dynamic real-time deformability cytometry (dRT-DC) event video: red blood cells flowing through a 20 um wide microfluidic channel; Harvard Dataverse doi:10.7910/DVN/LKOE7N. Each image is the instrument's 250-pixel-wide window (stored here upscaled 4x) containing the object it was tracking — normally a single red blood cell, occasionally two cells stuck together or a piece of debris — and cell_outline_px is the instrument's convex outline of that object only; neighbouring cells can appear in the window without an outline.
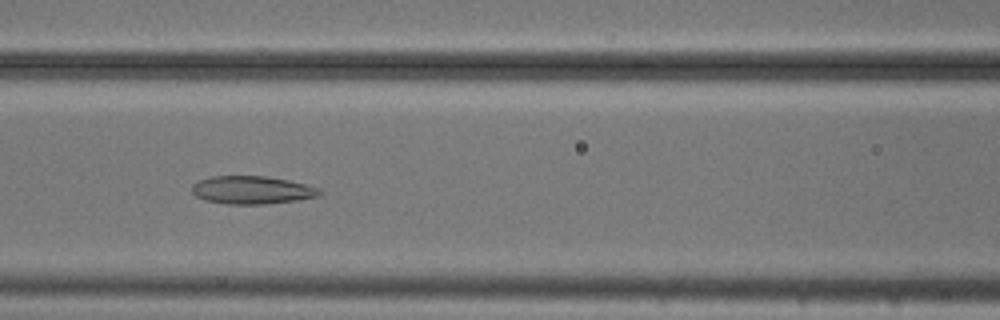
{"species": "common noctule bat (a hibernating species)", "species_latin": "Nyctalus noctula", "temperature_condition": "cold", "stored_images_in_passage": 51, "camera_frame_rate_fps": 3000, "um_per_image_px": 0.085, "animal": {"sex": "male", "body_mass_g": 20.5, "forearm_length_mm": 52.5}, "frame": {"image": 1, "passage_image": 22, "time_ms": 7.0, "image_size_px": [1000, 320], "cell_outline_px": [[324, 192], [320, 196], [300, 200], [264, 204], [224, 204], [204, 200], [196, 196], [192, 192], [192, 184], [200, 180], [212, 176], [264, 176], [288, 180], [320, 188]], "centroid_in_image_um": [21.44, 16.16], "position_along_channel_um": 145.2, "area_um2": 20.98}}
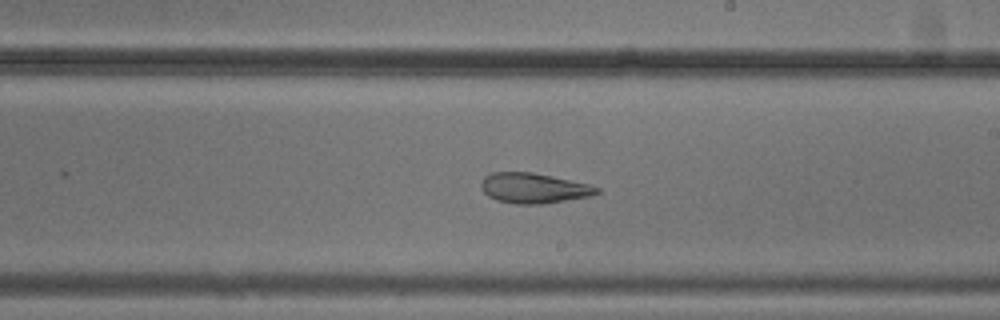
{"frame": {"image": 2, "passage_image": 30, "time_ms": 9.667, "image_size_px": [1000, 320], "cell_outline_px": [[600, 192], [592, 196], [544, 204], [516, 204], [496, 200], [488, 196], [480, 188], [480, 184], [484, 176], [492, 172], [532, 172], [588, 184], [600, 188]], "centroid_in_image_um": [45.35, 16.0], "position_along_channel_um": 243.7, "area_um2": 20.46}}
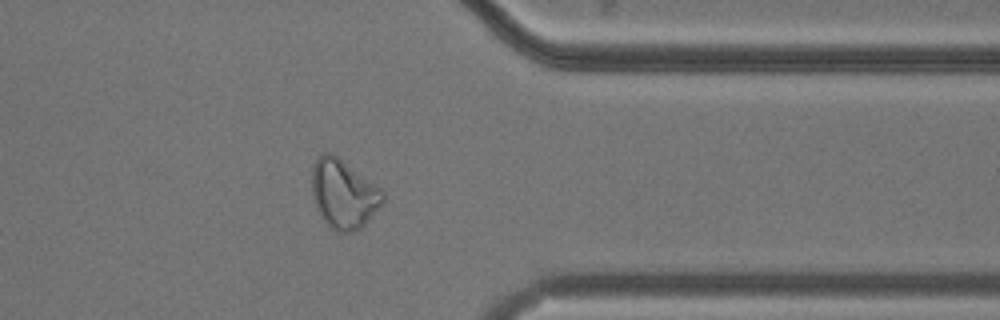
{"frame": {"image": 3, "passage_image": 42, "time_ms": 13.667, "image_size_px": [1000, 320], "cell_outline_px": [[384, 204], [360, 228], [352, 232], [340, 232], [332, 228], [320, 216], [316, 208], [312, 196], [312, 164], [324, 152], [332, 152], [380, 188], [384, 192]], "centroid_in_image_um": [29.2, 16.48], "position_along_channel_um": 382.2, "area_um2": 28.44}}